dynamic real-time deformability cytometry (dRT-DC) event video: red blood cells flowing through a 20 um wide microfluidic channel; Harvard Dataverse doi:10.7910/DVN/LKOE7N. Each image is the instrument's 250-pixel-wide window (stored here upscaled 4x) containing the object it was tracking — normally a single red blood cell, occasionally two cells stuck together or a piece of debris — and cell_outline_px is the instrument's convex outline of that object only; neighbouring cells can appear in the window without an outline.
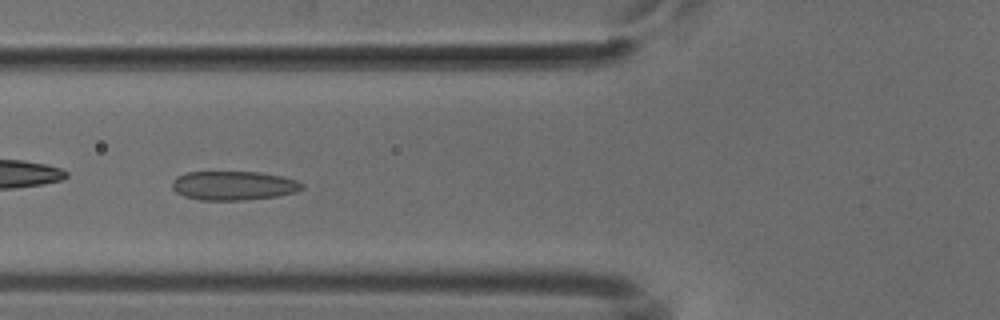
{"species": "common noctule bat (a hibernating species)", "species_latin": "Nyctalus noctula", "temperature_condition": "cold", "stored_images_in_passage": 40, "camera_frame_rate_fps": 3000, "um_per_image_px": 0.085, "animal": {"sex": "male", "body_mass_g": 18.8}, "frame": {"image": 1, "passage_image": 7, "time_ms": 2.0, "image_size_px": [1000, 320], "cell_outline_px": [[304, 188], [296, 192], [276, 196], [244, 200], [200, 200], [184, 196], [176, 192], [172, 188], [172, 180], [176, 176], [184, 172], [260, 172], [280, 176], [296, 180], [304, 184]], "centroid_in_image_um": [19.83, 15.77], "position_along_channel_um": 106.0, "area_um2": 22.08}}
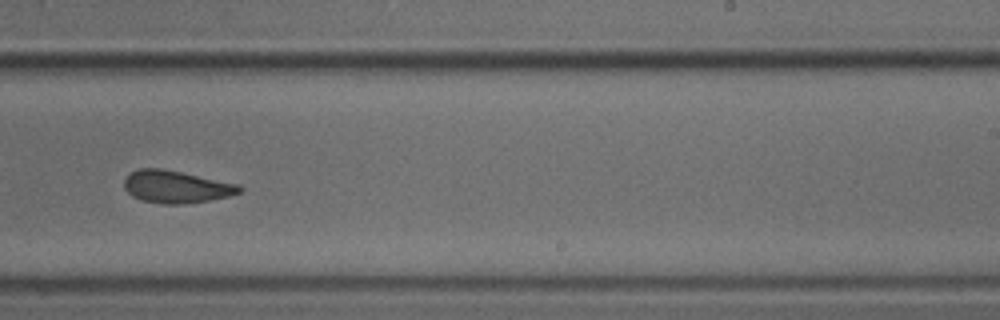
{"frame": {"image": 2, "passage_image": 20, "time_ms": 6.333, "image_size_px": [1000, 320], "cell_outline_px": [[244, 188], [240, 192], [228, 196], [208, 200], [184, 204], [160, 204], [140, 200], [132, 196], [124, 188], [124, 180], [132, 172], [140, 168], [160, 168], [240, 184]], "centroid_in_image_um": [14.97, 15.88], "position_along_channel_um": 274.0, "area_um2": 21.68}}
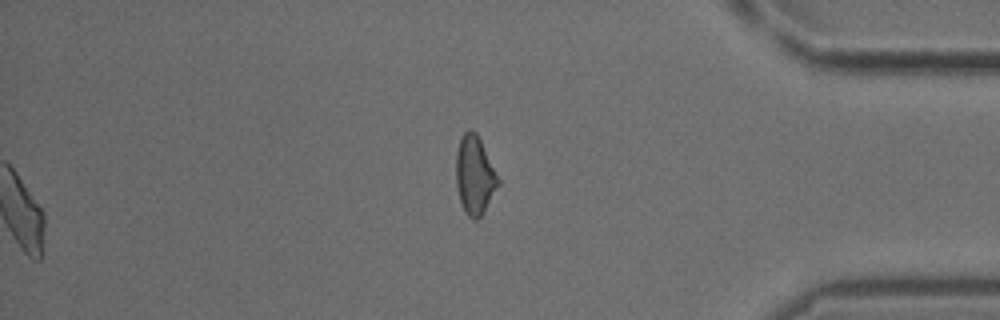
{"frame": {"image": 3, "passage_image": 40, "time_ms": 13.0, "image_size_px": [1000, 320], "cell_outline_px": [[500, 184], [480, 216], [476, 220], [472, 220], [464, 212], [460, 200], [456, 184], [456, 152], [460, 136], [468, 128], [476, 132], [500, 180]], "centroid_in_image_um": [40.33, 14.88], "position_along_channel_um": 394.9, "area_um2": 19.19}}